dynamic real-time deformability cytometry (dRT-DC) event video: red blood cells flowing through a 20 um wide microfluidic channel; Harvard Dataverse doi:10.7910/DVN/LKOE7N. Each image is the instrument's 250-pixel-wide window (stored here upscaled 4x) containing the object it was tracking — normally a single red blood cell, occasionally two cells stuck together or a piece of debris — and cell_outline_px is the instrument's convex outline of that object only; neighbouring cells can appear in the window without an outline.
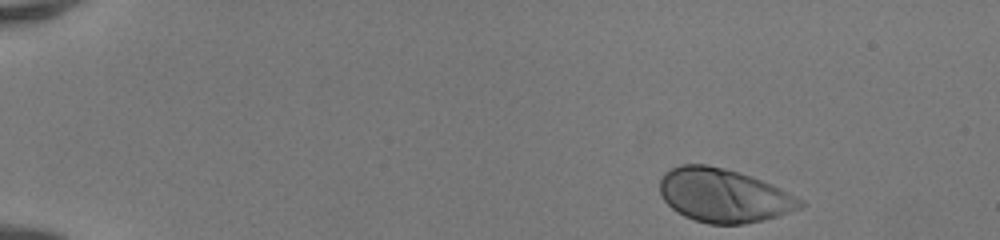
{"species": "human", "species_latin": "Homo sapiens", "temperature_condition": "room temperature", "stored_images_in_passage": 44, "camera_frame_rate_fps": 3000, "um_per_image_px": 0.085, "donor": {"sex": "female"}, "frame": {"image": 1, "passage_image": 1, "time_ms": 0.0, "image_size_px": [1000, 240], "cell_outline_px": [[804, 204], [800, 208], [780, 216], [764, 220], [744, 224], [708, 224], [684, 216], [676, 212], [660, 196], [660, 180], [664, 172], [680, 164], [704, 164], [724, 168], [740, 172], [752, 176], [772, 184], [804, 200]], "centroid_in_image_um": [61.52, 16.61], "position_along_channel_um": 23.5, "area_um2": 44.16}}
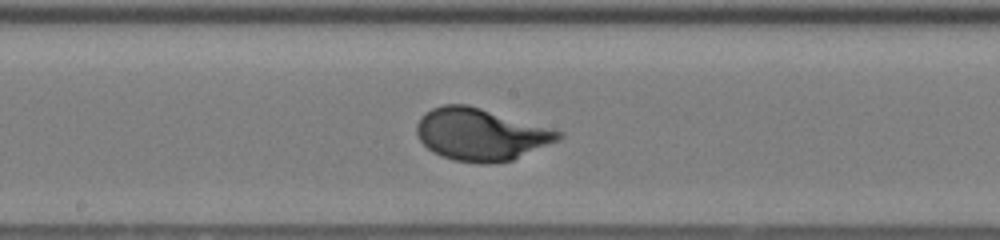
{"frame": {"image": 2, "passage_image": 23, "time_ms": 7.333, "image_size_px": [1000, 240], "cell_outline_px": [[564, 136], [560, 140], [512, 160], [492, 164], [480, 164], [452, 160], [440, 156], [432, 152], [420, 140], [416, 132], [416, 124], [420, 116], [424, 112], [432, 108], [444, 104], [468, 104], [564, 132]], "centroid_in_image_um": [40.85, 11.43], "position_along_channel_um": 207.3, "area_um2": 43.41}}
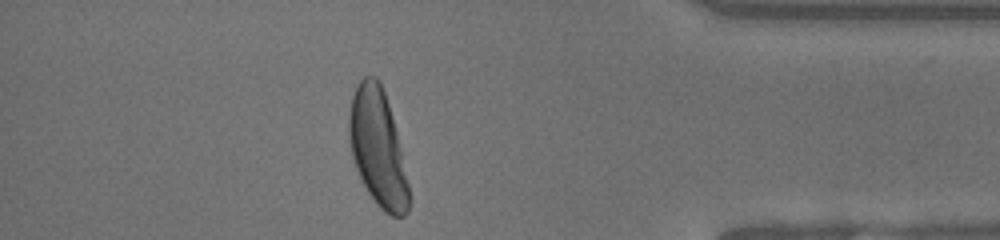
{"frame": {"image": 3, "passage_image": 39, "time_ms": 12.667, "image_size_px": [1000, 240], "cell_outline_px": [[412, 200], [408, 212], [404, 216], [392, 216], [384, 212], [376, 204], [368, 192], [356, 168], [352, 156], [348, 132], [348, 116], [352, 96], [356, 84], [364, 76], [376, 76], [380, 80], [392, 116], [400, 148]], "centroid_in_image_um": [32.11, 12.58], "position_along_channel_um": 403.1, "area_um2": 40.81}, "authors_computed_cell_mechanics": {"area_um2": 41.616, "velocity_mm_per_s": 4.1404, "shape_relaxation_time_tau1_ms": 2.4442, "shape_relaxation_time_tau2_ms": null, "deformation_change_tau1": 0.1859, "deformation_change_tau2": null}}